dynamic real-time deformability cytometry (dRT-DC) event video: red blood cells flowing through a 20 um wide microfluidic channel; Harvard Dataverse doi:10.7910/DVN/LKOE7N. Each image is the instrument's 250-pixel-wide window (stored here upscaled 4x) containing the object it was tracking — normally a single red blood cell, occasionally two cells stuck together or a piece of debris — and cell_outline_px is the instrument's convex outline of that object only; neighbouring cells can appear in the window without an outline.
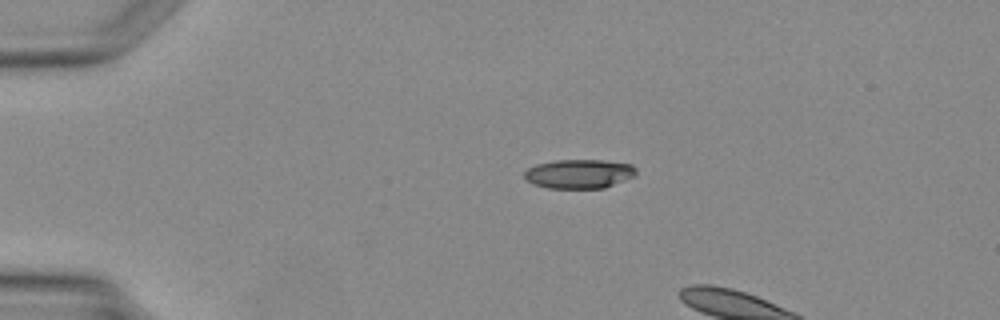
{"species": "Egyptian fruit bat (a non-hibernating species)", "species_latin": "Rousettus aegyptiacus", "temperature_condition": "warm", "stored_images_in_passage": 3, "camera_frame_rate_fps": 3000, "um_per_image_px": 0.085, "animal": {"sex": "female"}, "frame": {"image": 1, "passage_image": 1, "time_ms": 0.0, "image_size_px": [1000, 320], "cell_outline_px": [[636, 176], [604, 188], [548, 188], [532, 184], [524, 176], [524, 172], [528, 168], [536, 164], [556, 160], [604, 160], [632, 164], [636, 168]], "centroid_in_image_um": [49.25, 14.77], "position_along_channel_um": 35.8, "area_um2": 19.07}}